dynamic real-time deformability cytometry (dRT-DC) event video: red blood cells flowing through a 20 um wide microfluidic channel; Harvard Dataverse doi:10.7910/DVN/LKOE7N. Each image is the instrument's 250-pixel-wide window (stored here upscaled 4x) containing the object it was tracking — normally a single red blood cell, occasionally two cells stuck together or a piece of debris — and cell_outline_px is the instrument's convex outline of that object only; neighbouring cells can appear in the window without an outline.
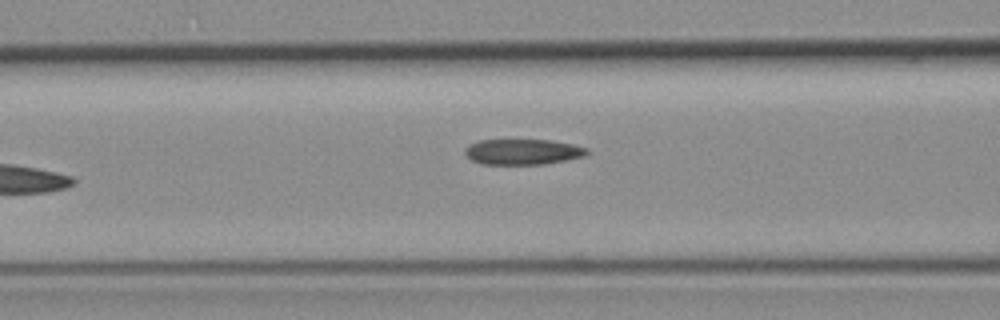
{"species": "common noctule bat (a hibernating species)", "species_latin": "Nyctalus noctula", "temperature_condition": "room temperature", "stored_images_in_passage": 5, "camera_frame_rate_fps": 3000, "um_per_image_px": 0.085, "animal": {"sex": "female", "body_mass_g": 19.3, "forearm_length_mm": 54.1}, "frame": {"image": 1, "passage_image": 5, "time_ms": 5.333, "image_size_px": [1000, 320], "cell_outline_px": [[588, 152], [584, 156], [568, 160], [544, 164], [480, 164], [472, 160], [464, 152], [464, 148], [480, 140], [552, 140], [572, 144], [588, 148]], "centroid_in_image_um": [44.45, 12.91], "position_along_channel_um": 122.1, "area_um2": 18.15}}